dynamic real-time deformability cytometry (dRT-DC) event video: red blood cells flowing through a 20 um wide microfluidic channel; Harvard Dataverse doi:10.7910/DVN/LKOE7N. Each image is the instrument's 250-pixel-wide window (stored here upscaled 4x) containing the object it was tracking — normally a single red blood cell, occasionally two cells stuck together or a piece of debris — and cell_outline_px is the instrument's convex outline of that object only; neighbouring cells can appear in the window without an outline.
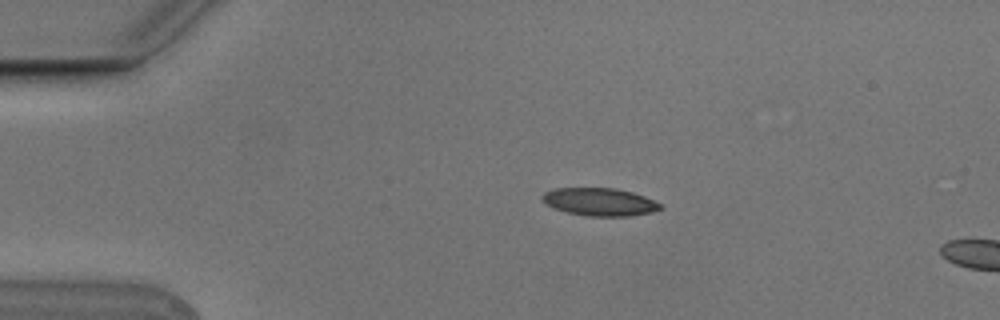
{"species": "Egyptian fruit bat (a non-hibernating species)", "species_latin": "Rousettus aegyptiacus", "temperature_condition": "cold", "stored_images_in_passage": 4, "camera_frame_rate_fps": 3000, "um_per_image_px": 0.085, "animal": {"sex": "male"}, "frame": {"image": 1, "passage_image": 3, "time_ms": 0.667, "image_size_px": [1000, 320], "cell_outline_px": [[664, 208], [652, 212], [628, 216], [588, 216], [568, 212], [556, 208], [540, 200], [540, 196], [544, 192], [556, 188], [616, 188], [632, 192], [644, 196], [660, 204]], "centroid_in_image_um": [50.97, 17.15], "position_along_channel_um": 34.0, "area_um2": 19.02}}